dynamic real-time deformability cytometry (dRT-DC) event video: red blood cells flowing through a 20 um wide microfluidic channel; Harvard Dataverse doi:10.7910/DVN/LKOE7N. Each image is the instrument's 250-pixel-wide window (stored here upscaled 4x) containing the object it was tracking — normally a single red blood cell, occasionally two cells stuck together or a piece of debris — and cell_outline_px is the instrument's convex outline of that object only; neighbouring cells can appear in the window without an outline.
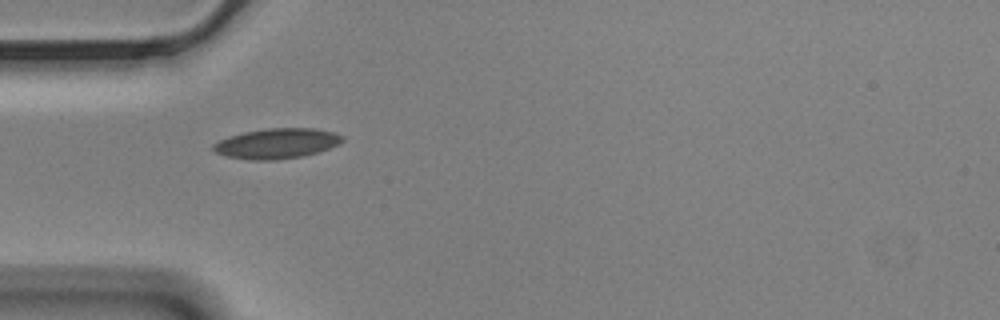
{"species": "Egyptian fruit bat (a non-hibernating species)", "species_latin": "Rousettus aegyptiacus", "temperature_condition": "cold", "stored_images_in_passage": 48, "camera_frame_rate_fps": 3000, "um_per_image_px": 0.085, "animal": {"sex": "male"}, "frame": {"image": 1, "passage_image": 8, "time_ms": 2.333, "image_size_px": [1000, 320], "cell_outline_px": [[344, 140], [340, 144], [304, 156], [276, 160], [252, 160], [228, 156], [216, 152], [212, 148], [212, 144], [228, 136], [244, 132], [264, 128], [316, 128], [332, 132], [344, 136]], "centroid_in_image_um": [23.54, 12.18], "position_along_channel_um": 61.5, "area_um2": 22.72}}
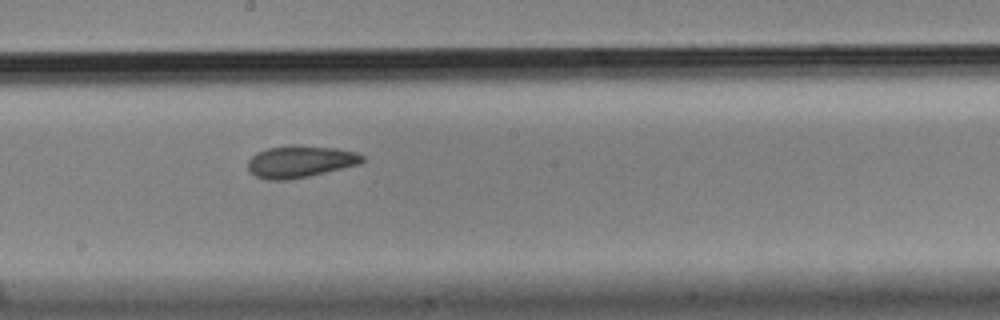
{"frame": {"image": 2, "passage_image": 22, "time_ms": 7.0, "image_size_px": [1000, 320], "cell_outline_px": [[364, 160], [360, 164], [308, 176], [288, 180], [268, 180], [256, 176], [248, 172], [248, 160], [256, 152], [268, 148], [292, 144], [296, 144], [336, 148], [356, 152], [364, 156]], "centroid_in_image_um": [25.49, 13.72], "position_along_channel_um": 222.7, "area_um2": 21.5}}
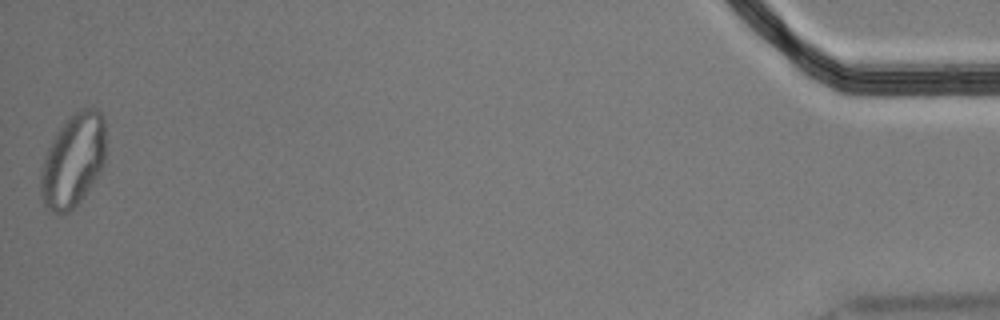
{"frame": {"image": 3, "passage_image": 48, "time_ms": 15.667, "image_size_px": [1000, 320], "cell_outline_px": [[104, 160], [100, 172], [84, 196], [68, 212], [48, 212], [44, 208], [40, 192], [40, 172], [44, 156], [56, 132], [68, 116], [80, 108], [96, 108], [104, 116]], "centroid_in_image_um": [6.18, 13.63], "position_along_channel_um": 429.0, "area_um2": 35.49}, "authors_computed_cell_mechanics": {"area_um2": 21.9062, "velocity_mm_per_s": 3.4695, "shape_relaxation_time_tau1_ms": null, "shape_relaxation_time_tau2_ms": 4.0105, "deformation_change_tau1": null, "deformation_change_tau2": 0.0731}}